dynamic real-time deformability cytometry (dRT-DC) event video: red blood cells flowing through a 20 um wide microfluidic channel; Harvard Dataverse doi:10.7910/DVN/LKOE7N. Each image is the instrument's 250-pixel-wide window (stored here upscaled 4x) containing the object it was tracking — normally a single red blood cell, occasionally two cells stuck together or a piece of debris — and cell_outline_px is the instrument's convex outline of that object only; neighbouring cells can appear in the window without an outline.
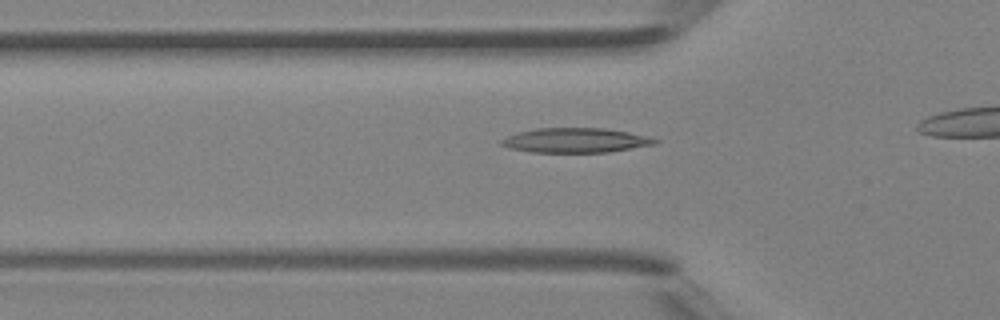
{"species": "Egyptian fruit bat (a non-hibernating species)", "species_latin": "Rousettus aegyptiacus", "temperature_condition": "room temperature", "stored_images_in_passage": 10, "camera_frame_rate_fps": 3000, "um_per_image_px": 0.085, "animal": {"sex": "female"}, "frame": {"image": 1, "passage_image": 5, "time_ms": 1.333, "image_size_px": [1000, 320], "cell_outline_px": [[660, 140], [656, 144], [608, 152], [528, 152], [508, 148], [500, 144], [500, 140], [516, 132], [536, 128], [604, 128], [652, 136]], "centroid_in_image_um": [48.93, 11.92], "position_along_channel_um": 76.9, "area_um2": 22.25}}
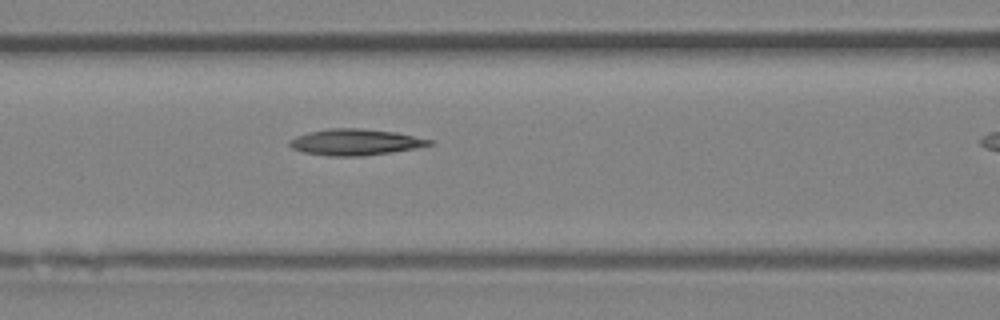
{"frame": {"image": 2, "passage_image": 9, "time_ms": 2.667, "image_size_px": [1000, 320], "cell_outline_px": [[432, 144], [416, 148], [392, 152], [364, 156], [328, 156], [304, 152], [292, 148], [288, 144], [288, 140], [296, 136], [308, 132], [328, 128], [360, 128], [396, 132], [432, 140]], "centroid_in_image_um": [30.17, 12.08], "position_along_channel_um": 136.4, "area_um2": 21.39}}